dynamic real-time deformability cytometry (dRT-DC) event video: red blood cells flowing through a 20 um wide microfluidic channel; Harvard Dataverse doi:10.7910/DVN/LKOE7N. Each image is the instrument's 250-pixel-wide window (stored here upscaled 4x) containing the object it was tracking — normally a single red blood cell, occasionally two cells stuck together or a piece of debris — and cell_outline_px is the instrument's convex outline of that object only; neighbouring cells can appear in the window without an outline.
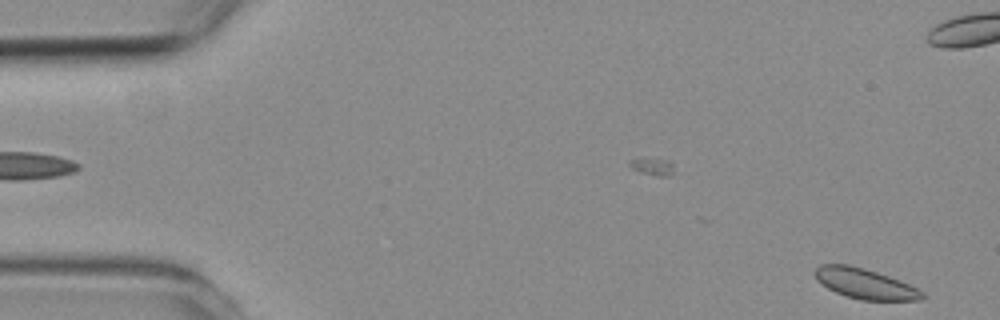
{"species": "common noctule bat (a hibernating species)", "species_latin": "Nyctalus noctula", "temperature_condition": "room temperature", "stored_images_in_passage": 5, "camera_frame_rate_fps": 3000, "um_per_image_px": 0.085, "animal": {"sex": "female", "body_mass_g": 19.3, "forearm_length_mm": 54.1}, "frame": {"image": 1, "passage_image": 1, "time_ms": 0.0, "image_size_px": [1000, 320], "cell_outline_px": [[928, 296], [924, 300], [860, 300], [836, 292], [828, 288], [816, 280], [812, 272], [820, 264], [848, 264], [864, 268], [900, 280], [924, 292]], "centroid_in_image_um": [73.53, 24.11], "position_along_channel_um": 11.5, "area_um2": 19.02}}